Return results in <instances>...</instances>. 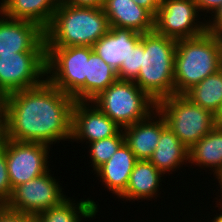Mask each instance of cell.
<instances>
[{
  "instance_id": "obj_1",
  "label": "cell",
  "mask_w": 222,
  "mask_h": 222,
  "mask_svg": "<svg viewBox=\"0 0 222 222\" xmlns=\"http://www.w3.org/2000/svg\"><path fill=\"white\" fill-rule=\"evenodd\" d=\"M74 103L73 97L47 79L39 86L5 96L6 138L49 146L71 140Z\"/></svg>"
},
{
  "instance_id": "obj_2",
  "label": "cell",
  "mask_w": 222,
  "mask_h": 222,
  "mask_svg": "<svg viewBox=\"0 0 222 222\" xmlns=\"http://www.w3.org/2000/svg\"><path fill=\"white\" fill-rule=\"evenodd\" d=\"M110 29L103 8L79 7L59 2L45 30L46 47L93 45Z\"/></svg>"
},
{
  "instance_id": "obj_3",
  "label": "cell",
  "mask_w": 222,
  "mask_h": 222,
  "mask_svg": "<svg viewBox=\"0 0 222 222\" xmlns=\"http://www.w3.org/2000/svg\"><path fill=\"white\" fill-rule=\"evenodd\" d=\"M222 68V35L177 40L174 60L175 94H185L194 85Z\"/></svg>"
},
{
  "instance_id": "obj_4",
  "label": "cell",
  "mask_w": 222,
  "mask_h": 222,
  "mask_svg": "<svg viewBox=\"0 0 222 222\" xmlns=\"http://www.w3.org/2000/svg\"><path fill=\"white\" fill-rule=\"evenodd\" d=\"M176 43L155 31L142 34V65L134 82L155 102L175 94Z\"/></svg>"
},
{
  "instance_id": "obj_5",
  "label": "cell",
  "mask_w": 222,
  "mask_h": 222,
  "mask_svg": "<svg viewBox=\"0 0 222 222\" xmlns=\"http://www.w3.org/2000/svg\"><path fill=\"white\" fill-rule=\"evenodd\" d=\"M156 110L187 149L219 123L216 115L194 104L184 94L163 98L156 102Z\"/></svg>"
},
{
  "instance_id": "obj_6",
  "label": "cell",
  "mask_w": 222,
  "mask_h": 222,
  "mask_svg": "<svg viewBox=\"0 0 222 222\" xmlns=\"http://www.w3.org/2000/svg\"><path fill=\"white\" fill-rule=\"evenodd\" d=\"M91 102L122 129L156 110V102L134 81L127 80H117Z\"/></svg>"
},
{
  "instance_id": "obj_7",
  "label": "cell",
  "mask_w": 222,
  "mask_h": 222,
  "mask_svg": "<svg viewBox=\"0 0 222 222\" xmlns=\"http://www.w3.org/2000/svg\"><path fill=\"white\" fill-rule=\"evenodd\" d=\"M93 51L89 46L46 47V79L75 101H85L87 60Z\"/></svg>"
},
{
  "instance_id": "obj_8",
  "label": "cell",
  "mask_w": 222,
  "mask_h": 222,
  "mask_svg": "<svg viewBox=\"0 0 222 222\" xmlns=\"http://www.w3.org/2000/svg\"><path fill=\"white\" fill-rule=\"evenodd\" d=\"M202 15L193 0H161L154 31L176 41L198 37L207 32V21L204 17L200 21Z\"/></svg>"
},
{
  "instance_id": "obj_9",
  "label": "cell",
  "mask_w": 222,
  "mask_h": 222,
  "mask_svg": "<svg viewBox=\"0 0 222 222\" xmlns=\"http://www.w3.org/2000/svg\"><path fill=\"white\" fill-rule=\"evenodd\" d=\"M45 76L46 52L0 55V91L5 96L41 85Z\"/></svg>"
},
{
  "instance_id": "obj_10",
  "label": "cell",
  "mask_w": 222,
  "mask_h": 222,
  "mask_svg": "<svg viewBox=\"0 0 222 222\" xmlns=\"http://www.w3.org/2000/svg\"><path fill=\"white\" fill-rule=\"evenodd\" d=\"M50 171L13 188L4 206L11 211L35 217L61 204L68 196L64 195V188H61L58 179L51 176L53 174Z\"/></svg>"
},
{
  "instance_id": "obj_11",
  "label": "cell",
  "mask_w": 222,
  "mask_h": 222,
  "mask_svg": "<svg viewBox=\"0 0 222 222\" xmlns=\"http://www.w3.org/2000/svg\"><path fill=\"white\" fill-rule=\"evenodd\" d=\"M50 147L43 143L6 138V162L12 189L50 170Z\"/></svg>"
},
{
  "instance_id": "obj_12",
  "label": "cell",
  "mask_w": 222,
  "mask_h": 222,
  "mask_svg": "<svg viewBox=\"0 0 222 222\" xmlns=\"http://www.w3.org/2000/svg\"><path fill=\"white\" fill-rule=\"evenodd\" d=\"M122 130L91 101H75L72 109L71 141L95 142Z\"/></svg>"
},
{
  "instance_id": "obj_13",
  "label": "cell",
  "mask_w": 222,
  "mask_h": 222,
  "mask_svg": "<svg viewBox=\"0 0 222 222\" xmlns=\"http://www.w3.org/2000/svg\"><path fill=\"white\" fill-rule=\"evenodd\" d=\"M46 52L45 30L38 24L16 20L0 12V55Z\"/></svg>"
},
{
  "instance_id": "obj_14",
  "label": "cell",
  "mask_w": 222,
  "mask_h": 222,
  "mask_svg": "<svg viewBox=\"0 0 222 222\" xmlns=\"http://www.w3.org/2000/svg\"><path fill=\"white\" fill-rule=\"evenodd\" d=\"M166 122L155 110L148 118L122 129L124 143L138 160H149L160 139Z\"/></svg>"
},
{
  "instance_id": "obj_15",
  "label": "cell",
  "mask_w": 222,
  "mask_h": 222,
  "mask_svg": "<svg viewBox=\"0 0 222 222\" xmlns=\"http://www.w3.org/2000/svg\"><path fill=\"white\" fill-rule=\"evenodd\" d=\"M142 33L110 26L109 31L94 45L93 50L116 72L126 61L131 49L141 41Z\"/></svg>"
},
{
  "instance_id": "obj_16",
  "label": "cell",
  "mask_w": 222,
  "mask_h": 222,
  "mask_svg": "<svg viewBox=\"0 0 222 222\" xmlns=\"http://www.w3.org/2000/svg\"><path fill=\"white\" fill-rule=\"evenodd\" d=\"M103 10L110 26L142 34L154 31V16L132 0H105Z\"/></svg>"
},
{
  "instance_id": "obj_17",
  "label": "cell",
  "mask_w": 222,
  "mask_h": 222,
  "mask_svg": "<svg viewBox=\"0 0 222 222\" xmlns=\"http://www.w3.org/2000/svg\"><path fill=\"white\" fill-rule=\"evenodd\" d=\"M138 159L123 143L111 158L100 166L94 174L109 192L120 197L126 190L129 177ZM106 185V186H105Z\"/></svg>"
},
{
  "instance_id": "obj_18",
  "label": "cell",
  "mask_w": 222,
  "mask_h": 222,
  "mask_svg": "<svg viewBox=\"0 0 222 222\" xmlns=\"http://www.w3.org/2000/svg\"><path fill=\"white\" fill-rule=\"evenodd\" d=\"M60 0H1L0 12L9 18L38 24L46 30Z\"/></svg>"
},
{
  "instance_id": "obj_19",
  "label": "cell",
  "mask_w": 222,
  "mask_h": 222,
  "mask_svg": "<svg viewBox=\"0 0 222 222\" xmlns=\"http://www.w3.org/2000/svg\"><path fill=\"white\" fill-rule=\"evenodd\" d=\"M162 177L164 175L149 160H138L129 177L127 188L119 198L129 202L150 200L154 197L157 199Z\"/></svg>"
},
{
  "instance_id": "obj_20",
  "label": "cell",
  "mask_w": 222,
  "mask_h": 222,
  "mask_svg": "<svg viewBox=\"0 0 222 222\" xmlns=\"http://www.w3.org/2000/svg\"><path fill=\"white\" fill-rule=\"evenodd\" d=\"M187 147L172 130L166 127L160 134L159 142L149 161L163 174L179 170L189 163ZM178 168V169H177Z\"/></svg>"
},
{
  "instance_id": "obj_21",
  "label": "cell",
  "mask_w": 222,
  "mask_h": 222,
  "mask_svg": "<svg viewBox=\"0 0 222 222\" xmlns=\"http://www.w3.org/2000/svg\"><path fill=\"white\" fill-rule=\"evenodd\" d=\"M189 164L208 168L217 177L222 172V124L218 123L190 149ZM204 166V167H203Z\"/></svg>"
},
{
  "instance_id": "obj_22",
  "label": "cell",
  "mask_w": 222,
  "mask_h": 222,
  "mask_svg": "<svg viewBox=\"0 0 222 222\" xmlns=\"http://www.w3.org/2000/svg\"><path fill=\"white\" fill-rule=\"evenodd\" d=\"M73 200L68 197L61 204L39 213L34 222H83L82 218H96L99 211L97 202L89 198L80 199L77 203Z\"/></svg>"
},
{
  "instance_id": "obj_23",
  "label": "cell",
  "mask_w": 222,
  "mask_h": 222,
  "mask_svg": "<svg viewBox=\"0 0 222 222\" xmlns=\"http://www.w3.org/2000/svg\"><path fill=\"white\" fill-rule=\"evenodd\" d=\"M184 95L218 117L222 110V68L194 85Z\"/></svg>"
},
{
  "instance_id": "obj_24",
  "label": "cell",
  "mask_w": 222,
  "mask_h": 222,
  "mask_svg": "<svg viewBox=\"0 0 222 222\" xmlns=\"http://www.w3.org/2000/svg\"><path fill=\"white\" fill-rule=\"evenodd\" d=\"M117 80V72L93 51L87 60L85 101H92Z\"/></svg>"
},
{
  "instance_id": "obj_25",
  "label": "cell",
  "mask_w": 222,
  "mask_h": 222,
  "mask_svg": "<svg viewBox=\"0 0 222 222\" xmlns=\"http://www.w3.org/2000/svg\"><path fill=\"white\" fill-rule=\"evenodd\" d=\"M123 143L124 135L122 130L115 136L88 143V148H90L88 149L89 158H91L90 163H92L90 166L93 165L92 173L106 163Z\"/></svg>"
},
{
  "instance_id": "obj_26",
  "label": "cell",
  "mask_w": 222,
  "mask_h": 222,
  "mask_svg": "<svg viewBox=\"0 0 222 222\" xmlns=\"http://www.w3.org/2000/svg\"><path fill=\"white\" fill-rule=\"evenodd\" d=\"M142 65V36L141 41L131 49L126 61L117 72L118 80L134 81L140 71Z\"/></svg>"
},
{
  "instance_id": "obj_27",
  "label": "cell",
  "mask_w": 222,
  "mask_h": 222,
  "mask_svg": "<svg viewBox=\"0 0 222 222\" xmlns=\"http://www.w3.org/2000/svg\"><path fill=\"white\" fill-rule=\"evenodd\" d=\"M6 162V139L0 147V206L5 205L12 194Z\"/></svg>"
},
{
  "instance_id": "obj_28",
  "label": "cell",
  "mask_w": 222,
  "mask_h": 222,
  "mask_svg": "<svg viewBox=\"0 0 222 222\" xmlns=\"http://www.w3.org/2000/svg\"><path fill=\"white\" fill-rule=\"evenodd\" d=\"M0 222H34V217L0 206Z\"/></svg>"
},
{
  "instance_id": "obj_29",
  "label": "cell",
  "mask_w": 222,
  "mask_h": 222,
  "mask_svg": "<svg viewBox=\"0 0 222 222\" xmlns=\"http://www.w3.org/2000/svg\"><path fill=\"white\" fill-rule=\"evenodd\" d=\"M212 20V21H211ZM207 23V31L211 33H216L218 35H222V4L217 9V11L206 19Z\"/></svg>"
},
{
  "instance_id": "obj_30",
  "label": "cell",
  "mask_w": 222,
  "mask_h": 222,
  "mask_svg": "<svg viewBox=\"0 0 222 222\" xmlns=\"http://www.w3.org/2000/svg\"><path fill=\"white\" fill-rule=\"evenodd\" d=\"M199 12H206L213 15L221 6L222 0H193Z\"/></svg>"
},
{
  "instance_id": "obj_31",
  "label": "cell",
  "mask_w": 222,
  "mask_h": 222,
  "mask_svg": "<svg viewBox=\"0 0 222 222\" xmlns=\"http://www.w3.org/2000/svg\"><path fill=\"white\" fill-rule=\"evenodd\" d=\"M60 2L79 7L103 8L105 0H60Z\"/></svg>"
},
{
  "instance_id": "obj_32",
  "label": "cell",
  "mask_w": 222,
  "mask_h": 222,
  "mask_svg": "<svg viewBox=\"0 0 222 222\" xmlns=\"http://www.w3.org/2000/svg\"><path fill=\"white\" fill-rule=\"evenodd\" d=\"M136 5L148 10L154 17L160 7L161 0H132Z\"/></svg>"
},
{
  "instance_id": "obj_33",
  "label": "cell",
  "mask_w": 222,
  "mask_h": 222,
  "mask_svg": "<svg viewBox=\"0 0 222 222\" xmlns=\"http://www.w3.org/2000/svg\"><path fill=\"white\" fill-rule=\"evenodd\" d=\"M6 139L5 113H0V147Z\"/></svg>"
},
{
  "instance_id": "obj_34",
  "label": "cell",
  "mask_w": 222,
  "mask_h": 222,
  "mask_svg": "<svg viewBox=\"0 0 222 222\" xmlns=\"http://www.w3.org/2000/svg\"><path fill=\"white\" fill-rule=\"evenodd\" d=\"M215 179H218L217 181H218L219 187H220V189H218V191H220V193H222V172ZM220 195H219V197L222 199V194H220ZM215 199L217 200V201H215V202H217L215 204L216 205H220L222 207V200L221 199H217L216 197H215Z\"/></svg>"
},
{
  "instance_id": "obj_35",
  "label": "cell",
  "mask_w": 222,
  "mask_h": 222,
  "mask_svg": "<svg viewBox=\"0 0 222 222\" xmlns=\"http://www.w3.org/2000/svg\"><path fill=\"white\" fill-rule=\"evenodd\" d=\"M5 95L0 91V113H5Z\"/></svg>"
},
{
  "instance_id": "obj_36",
  "label": "cell",
  "mask_w": 222,
  "mask_h": 222,
  "mask_svg": "<svg viewBox=\"0 0 222 222\" xmlns=\"http://www.w3.org/2000/svg\"><path fill=\"white\" fill-rule=\"evenodd\" d=\"M215 207H218L219 211H220V209L222 210V207L219 206V205H216ZM219 213L217 215H215V217L212 220H210V221H212V222H222V211H220Z\"/></svg>"
},
{
  "instance_id": "obj_37",
  "label": "cell",
  "mask_w": 222,
  "mask_h": 222,
  "mask_svg": "<svg viewBox=\"0 0 222 222\" xmlns=\"http://www.w3.org/2000/svg\"><path fill=\"white\" fill-rule=\"evenodd\" d=\"M217 119H218V122L222 124V110H221L220 115L217 117Z\"/></svg>"
}]
</instances>
